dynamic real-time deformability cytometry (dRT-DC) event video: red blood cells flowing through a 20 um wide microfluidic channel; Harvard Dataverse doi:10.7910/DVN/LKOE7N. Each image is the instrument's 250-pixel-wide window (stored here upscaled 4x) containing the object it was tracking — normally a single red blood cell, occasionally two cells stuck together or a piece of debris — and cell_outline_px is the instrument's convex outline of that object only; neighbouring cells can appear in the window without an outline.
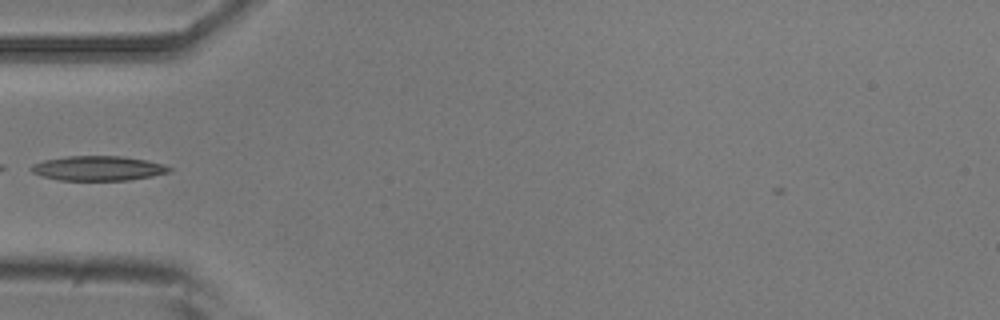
{"species": "common noctule bat (a hibernating species)", "species_latin": "Nyctalus noctula", "temperature_condition": "room temperature", "stored_images_in_passage": 34, "camera_frame_rate_fps": 3000, "um_per_image_px": 0.085, "animal": {"sex": "male", "body_mass_g": 20.5, "forearm_length_mm": 52.5}, "frame": {"image": 1, "passage_image": 2, "time_ms": 0.333, "image_size_px": [1000, 320], "cell_outline_px": [[172, 168], [168, 172], [152, 176], [128, 180], [60, 180], [44, 176], [32, 172], [28, 168], [32, 164], [44, 160], [68, 156], [124, 156], [164, 164]], "centroid_in_image_um": [8.32, 14.3], "position_along_channel_um": 76.7, "area_um2": 19.71}}
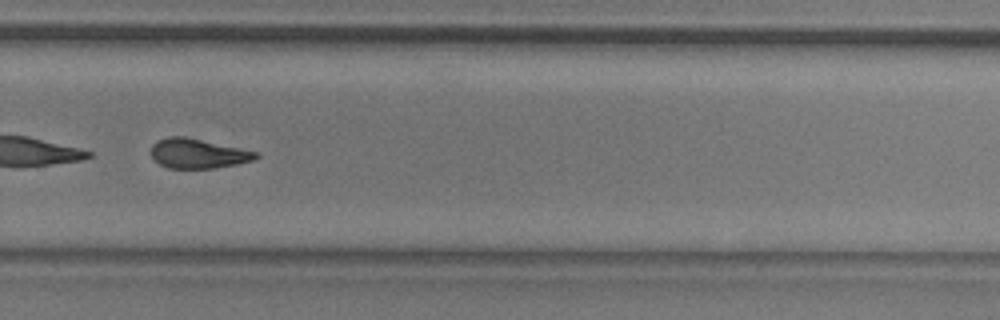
{"frame": {"image": 2, "passage_image": 20, "time_ms": 6.333, "image_size_px": [1000, 320], "cell_outline_px": [[260, 156], [252, 160], [236, 164], [216, 168], [168, 168], [160, 164], [152, 156], [152, 144], [156, 140], [168, 136], [184, 136], [260, 152]], "centroid_in_image_um": [16.84, 13.04], "position_along_channel_um": 313.0, "area_um2": 18.09}, "authors_computed_cell_mechanics": {"area_um2": 18.8717, "velocity_mm_per_s": 3.9346, "shape_relaxation_time_tau1_ms": 5.08, "shape_relaxation_time_tau2_ms": 7.1711, "deformation_change_tau1": 0.1629, "deformation_change_tau2": 0.1784}}